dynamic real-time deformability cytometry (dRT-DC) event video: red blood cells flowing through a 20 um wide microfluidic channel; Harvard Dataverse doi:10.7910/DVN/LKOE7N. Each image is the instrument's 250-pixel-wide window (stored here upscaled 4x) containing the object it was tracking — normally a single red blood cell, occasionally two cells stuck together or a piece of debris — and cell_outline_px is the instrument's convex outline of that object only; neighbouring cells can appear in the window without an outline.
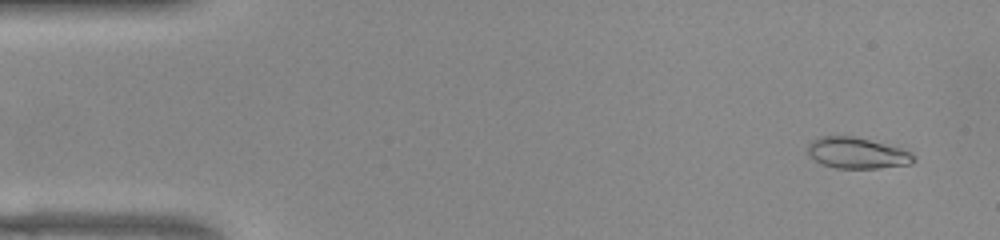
{"species": "common noctule bat (a hibernating species)", "species_latin": "Nyctalus noctula", "temperature_condition": "warm", "stored_images_in_passage": 52, "camera_frame_rate_fps": 3000, "um_per_image_px": 0.085, "animal": {"sex": "female", "body_mass_g": 22.0, "forearm_length_mm": 56.7}, "frame": {"image": 1, "passage_image": 3, "time_ms": 0.667, "image_size_px": [1000, 240], "cell_outline_px": [[916, 160], [912, 164], [880, 168], [836, 168], [824, 164], [808, 156], [808, 144], [812, 140], [820, 136], [856, 136], [900, 148], [912, 152], [916, 156]], "centroid_in_image_um": [72.88, 13.0], "position_along_channel_um": 12.1, "area_um2": 19.31}}
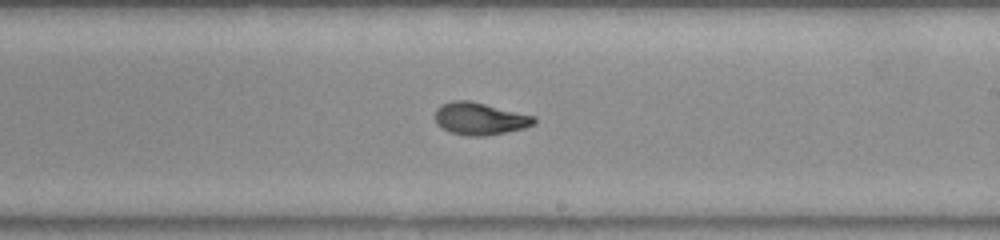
{"frame": {"image": 2, "passage_image": 30, "time_ms": 9.667, "image_size_px": [1000, 240], "cell_outline_px": [[536, 124], [524, 128], [484, 136], [468, 136], [448, 132], [440, 128], [436, 124], [436, 108], [440, 104], [452, 100], [468, 100], [536, 116]], "centroid_in_image_um": [40.76, 10.09], "position_along_channel_um": 248.2, "area_um2": 18.79}}
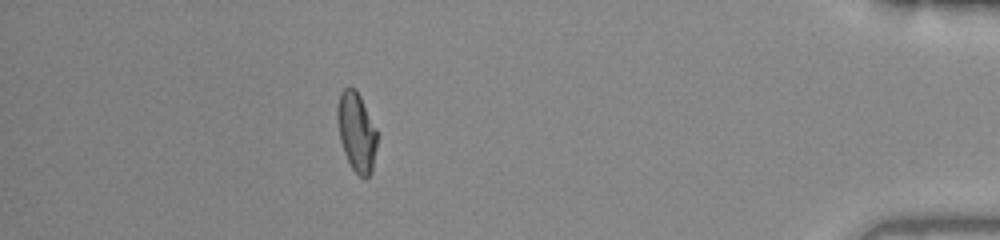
{"frame": {"image": 3, "passage_image": 46, "time_ms": 15.0, "image_size_px": [1000, 240], "cell_outline_px": [[376, 148], [372, 172], [364, 180], [352, 168], [344, 152], [340, 140], [336, 120], [336, 108], [340, 92], [348, 84], [356, 88], [376, 128]], "centroid_in_image_um": [30.28, 11.17], "position_along_channel_um": 404.9, "area_um2": 18.55}, "authors_computed_cell_mechanics": {"area_um2": 18.496, "velocity_mm_per_s": 3.9152, "shape_relaxation_time_tau1_ms": 11.2697, "shape_relaxation_time_tau2_ms": 1.2219, "deformation_change_tau1": 0.3456, "deformation_change_tau2": 0.0632}}